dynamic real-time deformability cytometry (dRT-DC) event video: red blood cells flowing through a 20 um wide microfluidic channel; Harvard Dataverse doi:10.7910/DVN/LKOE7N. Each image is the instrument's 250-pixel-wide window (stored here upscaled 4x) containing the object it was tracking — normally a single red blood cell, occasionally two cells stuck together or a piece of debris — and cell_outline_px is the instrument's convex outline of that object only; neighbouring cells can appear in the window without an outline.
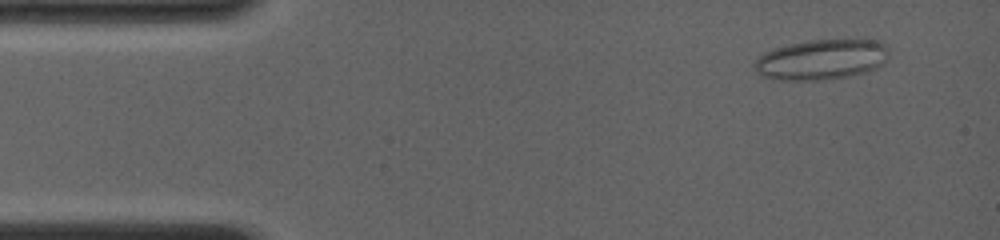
{"species": "common noctule bat (a hibernating species)", "species_latin": "Nyctalus noctula", "temperature_condition": "room temperature", "stored_images_in_passage": 53, "camera_frame_rate_fps": 4000, "um_per_image_px": 0.085, "animal": {"sex": "female", "body_mass_g": 19.0, "forearm_length_mm": 56.7}, "frame": {"image": 1, "passage_image": 4, "time_ms": 1.0, "image_size_px": [1000, 240], "cell_outline_px": [[888, 56], [876, 68], [844, 76], [816, 80], [772, 80], [760, 76], [756, 72], [752, 64], [764, 52], [772, 48], [812, 40], [880, 40], [888, 48]], "centroid_in_image_um": [69.74, 5.06], "position_along_channel_um": 15.3, "area_um2": 31.27}}
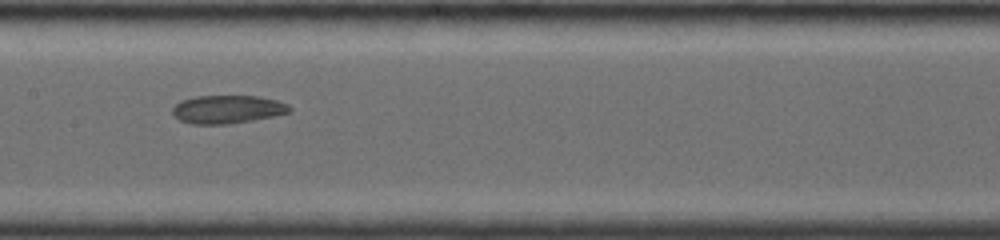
{"frame": {"image": 2, "passage_image": 24, "time_ms": 7.5, "image_size_px": [1000, 240], "cell_outline_px": [[292, 112], [252, 120], [228, 124], [192, 124], [180, 120], [172, 112], [172, 108], [180, 100], [196, 96], [260, 96], [276, 100], [288, 104], [292, 108]], "centroid_in_image_um": [19.34, 9.28], "position_along_channel_um": 188.1, "area_um2": 19.25}}
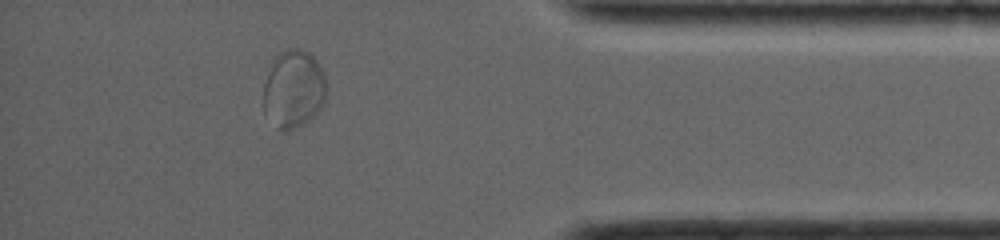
{"frame": {"image": 3, "passage_image": 45, "time_ms": 13.5, "image_size_px": [1000, 240], "cell_outline_px": [[328, 88], [324, 104], [304, 124], [288, 132], [280, 132], [276, 128], [264, 112], [264, 84], [272, 60], [280, 52], [288, 48], [300, 48], [308, 52], [316, 60], [324, 72], [328, 84]], "centroid_in_image_um": [24.97, 7.58], "position_along_channel_um": 410.2, "area_um2": 29.19}, "authors_computed_cell_mechanics": {"area_um2": 25.6632, "velocity_mm_per_s": 4.0094, "shape_relaxation_time_tau1_ms": null, "shape_relaxation_time_tau2_ms": 1.5236, "deformation_change_tau1": null, "deformation_change_tau2": 0.0476}}